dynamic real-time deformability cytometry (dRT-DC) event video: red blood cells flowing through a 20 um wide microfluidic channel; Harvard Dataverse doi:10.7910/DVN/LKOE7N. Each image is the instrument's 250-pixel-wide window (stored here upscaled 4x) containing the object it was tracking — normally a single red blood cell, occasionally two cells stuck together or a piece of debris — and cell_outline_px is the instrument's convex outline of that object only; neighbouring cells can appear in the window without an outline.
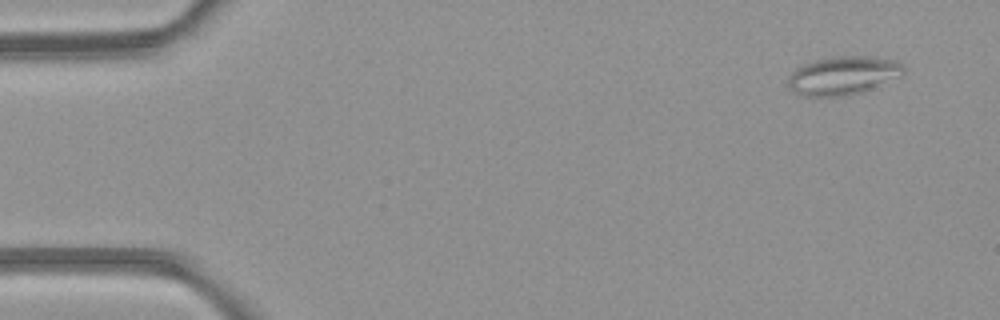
{"species": "common noctule bat (a hibernating species)", "species_latin": "Nyctalus noctula", "temperature_condition": "room temperature", "stored_images_in_passage": 4, "camera_frame_rate_fps": 3000, "um_per_image_px": 0.085, "animal": {"sex": "female", "body_mass_g": 21.9}, "frame": {"image": 1, "passage_image": 1, "time_ms": 0.0, "image_size_px": [1000, 320], "cell_outline_px": [[904, 72], [864, 92], [848, 96], [804, 96], [792, 92], [788, 88], [788, 76], [796, 68], [804, 64], [816, 60], [832, 56], [868, 56], [896, 60], [904, 64]], "centroid_in_image_um": [71.61, 6.42], "position_along_channel_um": 13.4, "area_um2": 25.89}}